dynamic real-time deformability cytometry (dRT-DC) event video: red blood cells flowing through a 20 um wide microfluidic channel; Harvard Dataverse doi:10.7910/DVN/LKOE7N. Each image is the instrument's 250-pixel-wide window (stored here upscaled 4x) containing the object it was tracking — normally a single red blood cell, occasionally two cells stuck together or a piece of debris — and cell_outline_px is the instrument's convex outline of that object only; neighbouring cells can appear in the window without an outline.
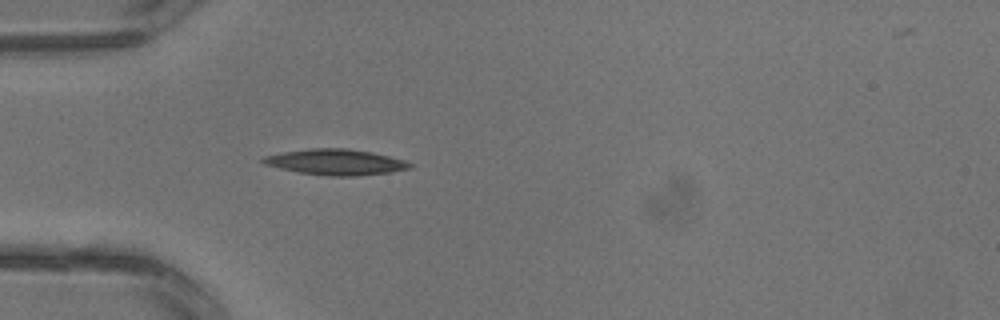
{"species": "common noctule bat (a hibernating species)", "species_latin": "Nyctalus noctula", "temperature_condition": "warm", "stored_images_in_passage": 2, "camera_frame_rate_fps": 3000, "um_per_image_px": 0.085, "animal": {"sex": "male", "body_mass_g": 13.3}, "frame": {"image": 1, "passage_image": 2, "time_ms": 0.333, "image_size_px": [1000, 320], "cell_outline_px": [[412, 168], [392, 172], [356, 176], [332, 176], [300, 172], [280, 168], [264, 164], [260, 160], [264, 156], [284, 152], [312, 148], [344, 148], [368, 152], [388, 156], [404, 160], [412, 164]], "centroid_in_image_um": [28.54, 13.78], "position_along_channel_um": 56.5, "area_um2": 21.73}}